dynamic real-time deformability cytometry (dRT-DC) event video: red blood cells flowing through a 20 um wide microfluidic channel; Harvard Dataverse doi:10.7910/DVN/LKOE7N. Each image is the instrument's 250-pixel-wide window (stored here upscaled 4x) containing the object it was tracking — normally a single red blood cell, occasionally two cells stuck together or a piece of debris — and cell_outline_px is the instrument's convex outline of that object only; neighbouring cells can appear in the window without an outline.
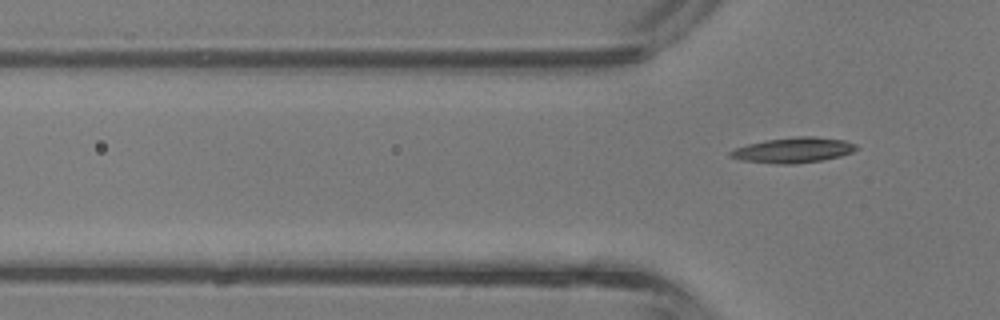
{"species": "common noctule bat (a hibernating species)", "species_latin": "Nyctalus noctula", "temperature_condition": "room temperature", "stored_images_in_passage": 5, "camera_frame_rate_fps": 3000, "um_per_image_px": 0.085, "animal": {"sex": "male", "body_mass_g": 13.3}, "frame": {"image": 1, "passage_image": 5, "time_ms": 1.333, "image_size_px": [1000, 320], "cell_outline_px": [[860, 148], [852, 152], [840, 156], [820, 160], [792, 164], [776, 164], [740, 160], [728, 156], [728, 152], [736, 148], [748, 144], [764, 140], [796, 136], [812, 136], [844, 140], [856, 144]], "centroid_in_image_um": [67.42, 12.75], "position_along_channel_um": 58.4, "area_um2": 18.61}}